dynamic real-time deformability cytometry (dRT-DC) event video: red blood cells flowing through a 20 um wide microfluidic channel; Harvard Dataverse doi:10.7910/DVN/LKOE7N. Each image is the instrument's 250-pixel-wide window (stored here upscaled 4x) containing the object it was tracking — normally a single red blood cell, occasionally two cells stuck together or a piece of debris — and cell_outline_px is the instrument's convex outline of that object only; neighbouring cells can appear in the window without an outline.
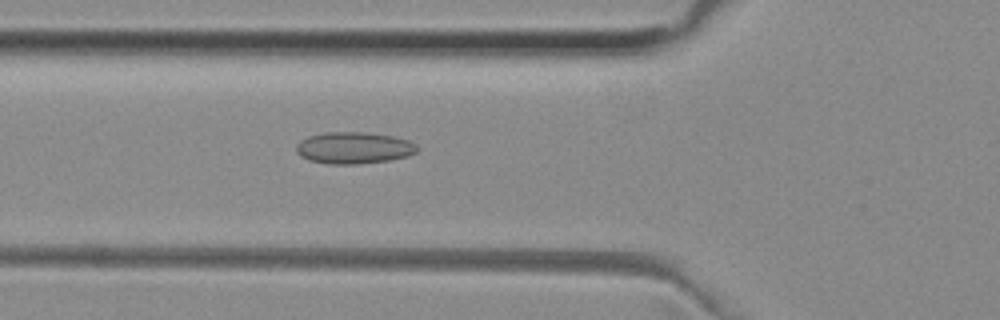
{"species": "common noctule bat (a hibernating species)", "species_latin": "Nyctalus noctula", "temperature_condition": "room temperature", "stored_images_in_passage": 47, "camera_frame_rate_fps": 3000, "um_per_image_px": 0.085, "animal": {"sex": "female", "body_mass_g": 29.2, "forearm_length_mm": 56.3}, "frame": {"image": 1, "passage_image": 18, "time_ms": 5.667, "image_size_px": [1000, 320], "cell_outline_px": [[416, 152], [408, 156], [388, 160], [356, 164], [328, 164], [308, 160], [300, 156], [296, 152], [296, 144], [300, 140], [308, 136], [324, 132], [368, 132], [392, 136], [408, 140], [416, 144]], "centroid_in_image_um": [30.03, 12.56], "position_along_channel_um": 95.8, "area_um2": 22.43}}
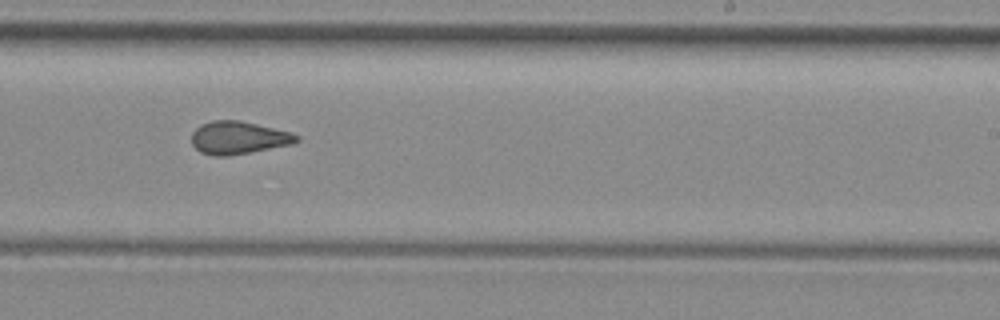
{"frame": {"image": 2, "passage_image": 31, "time_ms": 10.0, "image_size_px": [1000, 320], "cell_outline_px": [[300, 140], [292, 144], [228, 156], [212, 156], [200, 152], [192, 144], [192, 132], [200, 124], [212, 120], [240, 120], [292, 132], [300, 136]], "centroid_in_image_um": [20.27, 11.7], "position_along_channel_um": 268.7, "area_um2": 20.17}}
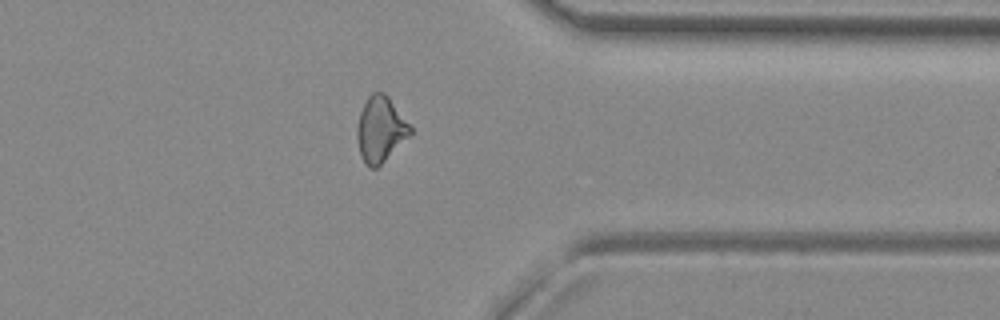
{"frame": {"image": 3, "passage_image": 40, "time_ms": 13.0, "image_size_px": [1000, 320], "cell_outline_px": [[412, 136], [376, 168], [368, 168], [360, 156], [356, 136], [356, 128], [360, 112], [368, 96], [372, 92], [384, 92], [388, 96], [412, 128]], "centroid_in_image_um": [32.34, 11.02], "position_along_channel_um": 379.1, "area_um2": 20.52}}